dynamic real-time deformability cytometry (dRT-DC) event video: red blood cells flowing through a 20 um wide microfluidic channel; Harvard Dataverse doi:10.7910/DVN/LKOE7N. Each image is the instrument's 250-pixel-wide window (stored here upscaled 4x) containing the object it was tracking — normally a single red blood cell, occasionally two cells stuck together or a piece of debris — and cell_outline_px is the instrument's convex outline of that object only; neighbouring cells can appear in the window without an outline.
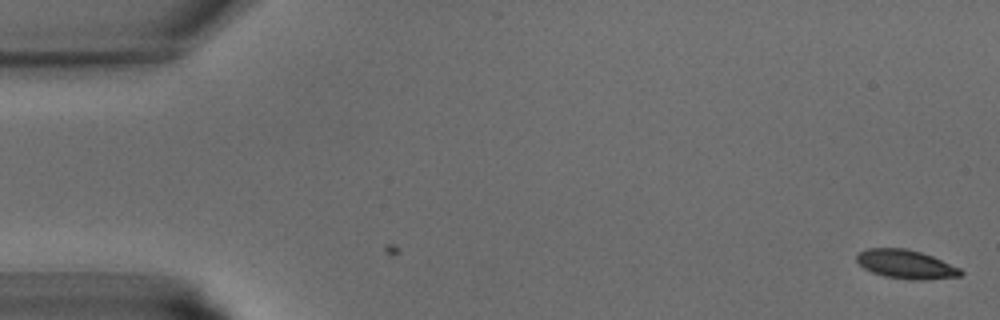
{"species": "common noctule bat (a hibernating species)", "species_latin": "Nyctalus noctula", "temperature_condition": "warm", "stored_images_in_passage": 3, "camera_frame_rate_fps": 3000, "um_per_image_px": 0.085, "animal": {"sex": "male", "body_mass_g": 15.6}, "frame": {"image": 1, "passage_image": 3, "time_ms": 0.667, "image_size_px": [1000, 320], "cell_outline_px": [[964, 272], [960, 276], [924, 280], [908, 280], [884, 276], [872, 272], [864, 268], [856, 260], [856, 252], [868, 248], [908, 248], [932, 256], [960, 268]], "centroid_in_image_um": [76.98, 22.46], "position_along_channel_um": 8.0, "area_um2": 17.57}}